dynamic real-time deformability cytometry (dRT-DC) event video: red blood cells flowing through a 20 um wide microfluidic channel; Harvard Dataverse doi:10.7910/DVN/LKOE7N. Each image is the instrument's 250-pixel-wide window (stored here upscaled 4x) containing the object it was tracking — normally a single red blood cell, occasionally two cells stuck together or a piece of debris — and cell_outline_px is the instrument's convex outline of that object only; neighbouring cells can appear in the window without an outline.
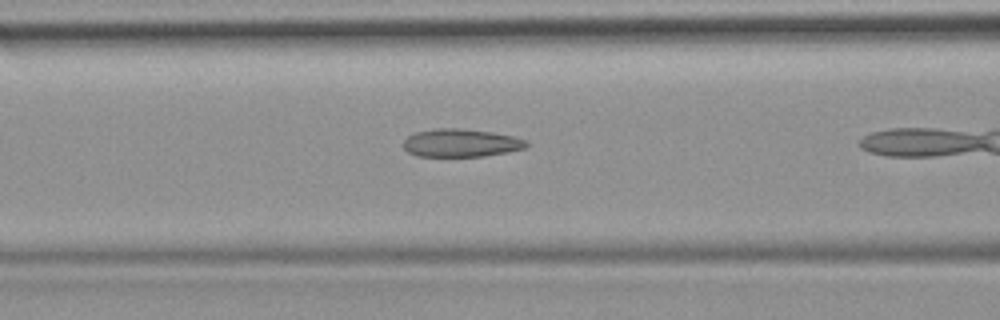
{"species": "common noctule bat (a hibernating species)", "species_latin": "Nyctalus noctula", "temperature_condition": "room temperature", "stored_images_in_passage": 34, "camera_frame_rate_fps": 3000, "um_per_image_px": 0.085, "animal": {"sex": "female", "body_mass_g": 19.9}, "frame": {"image": 1, "passage_image": 15, "time_ms": 4.667, "image_size_px": [1000, 320], "cell_outline_px": [[528, 144], [524, 148], [508, 152], [484, 156], [416, 156], [408, 152], [404, 148], [404, 140], [408, 136], [416, 132], [436, 128], [460, 128], [492, 132], [512, 136], [528, 140]], "centroid_in_image_um": [39.18, 12.15], "position_along_channel_um": 127.4, "area_um2": 20.06}}
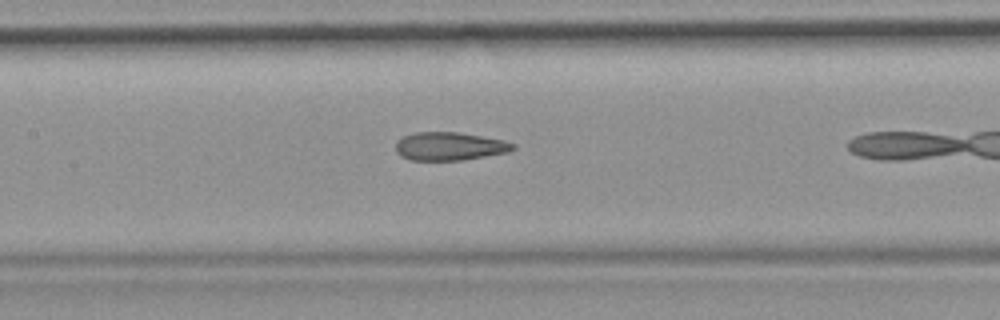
{"frame": {"image": 2, "passage_image": 18, "time_ms": 5.667, "image_size_px": [1000, 320], "cell_outline_px": [[516, 148], [508, 152], [464, 160], [412, 160], [400, 156], [396, 152], [396, 140], [404, 136], [416, 132], [460, 132], [504, 140], [516, 144]], "centroid_in_image_um": [38.22, 12.43], "position_along_channel_um": 169.2, "area_um2": 19.42}}
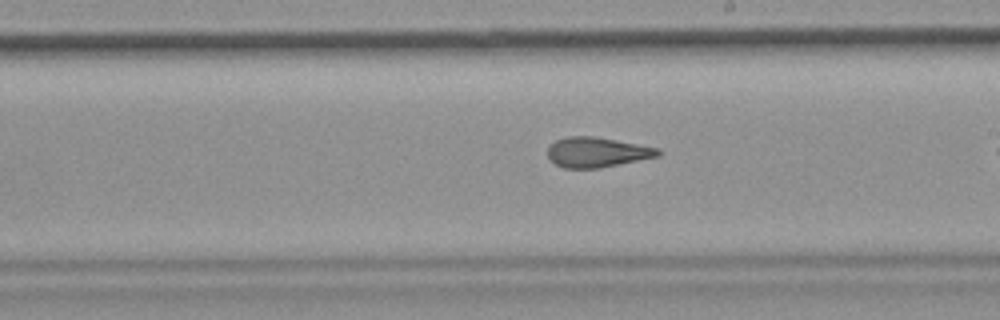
{"frame": {"image": 3, "passage_image": 23, "time_ms": 7.333, "image_size_px": [1000, 320], "cell_outline_px": [[660, 156], [600, 168], [564, 168], [556, 164], [548, 156], [548, 148], [556, 140], [568, 136], [592, 136], [616, 140], [660, 148]], "centroid_in_image_um": [50.77, 12.94], "position_along_channel_um": 238.2, "area_um2": 19.19}}